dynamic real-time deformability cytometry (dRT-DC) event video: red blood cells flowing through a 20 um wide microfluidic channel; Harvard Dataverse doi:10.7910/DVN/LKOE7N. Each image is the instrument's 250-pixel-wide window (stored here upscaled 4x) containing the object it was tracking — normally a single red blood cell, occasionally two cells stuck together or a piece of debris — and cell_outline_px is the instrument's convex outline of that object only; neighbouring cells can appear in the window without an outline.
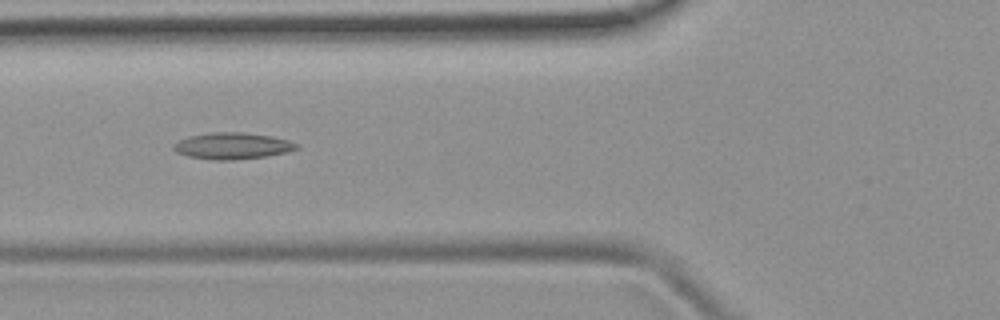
{"species": "common noctule bat (a hibernating species)", "species_latin": "Nyctalus noctula", "temperature_condition": "room temperature", "stored_images_in_passage": 12, "camera_frame_rate_fps": 3000, "um_per_image_px": 0.085, "animal": {"sex": "female", "body_mass_g": 19.9}, "frame": {"image": 1, "passage_image": 6, "time_ms": 1.667, "image_size_px": [1000, 320], "cell_outline_px": [[300, 148], [288, 152], [268, 156], [236, 160], [212, 160], [188, 156], [176, 152], [172, 148], [172, 144], [176, 140], [188, 136], [208, 132], [244, 132], [272, 136], [288, 140], [300, 144]], "centroid_in_image_um": [19.75, 12.4], "position_along_channel_um": 106.1, "area_um2": 19.48}}
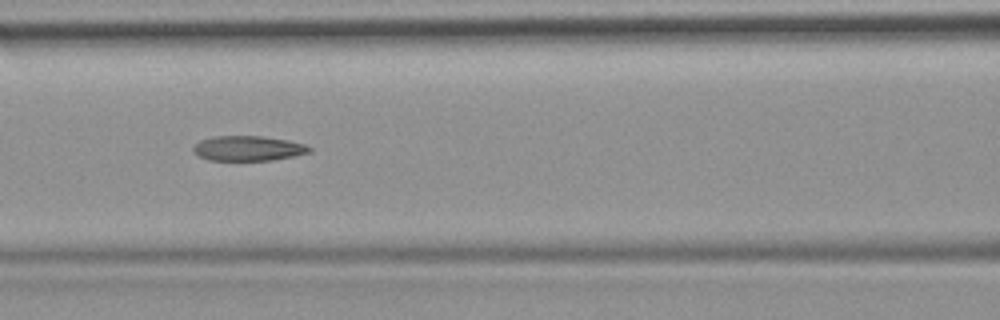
{"frame": {"image": 2, "passage_image": 9, "time_ms": 2.667, "image_size_px": [1000, 320], "cell_outline_px": [[312, 152], [296, 156], [272, 160], [208, 160], [192, 152], [192, 148], [200, 140], [212, 136], [260, 136], [288, 140], [304, 144], [312, 148]], "centroid_in_image_um": [21.1, 12.61], "position_along_channel_um": 145.5, "area_um2": 16.99}}